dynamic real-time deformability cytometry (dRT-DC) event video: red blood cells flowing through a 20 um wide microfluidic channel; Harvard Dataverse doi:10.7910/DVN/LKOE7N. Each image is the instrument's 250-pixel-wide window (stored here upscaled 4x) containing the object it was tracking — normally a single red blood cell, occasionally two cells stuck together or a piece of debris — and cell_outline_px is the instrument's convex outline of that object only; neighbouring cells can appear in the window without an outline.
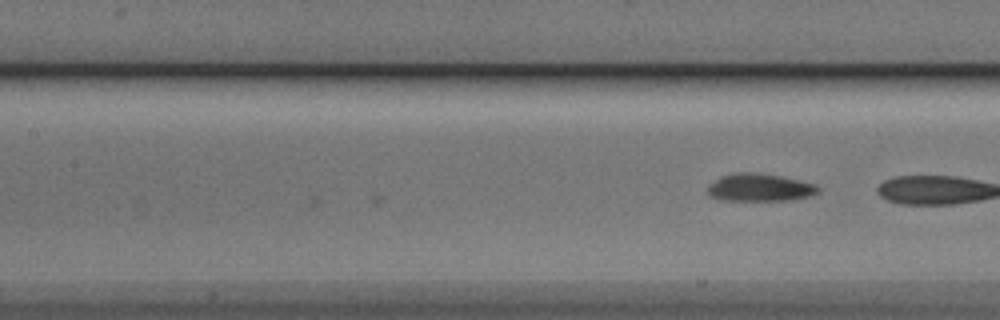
{"species": "Egyptian fruit bat (a non-hibernating species)", "species_latin": "Rousettus aegyptiacus", "temperature_condition": "cold", "stored_images_in_passage": 28, "camera_frame_rate_fps": 3000, "um_per_image_px": 0.085, "animal": {"sex": "male"}, "frame": {"image": 1, "passage_image": 28, "time_ms": 9.0, "image_size_px": [1000, 320], "cell_outline_px": [[820, 192], [812, 196], [792, 200], [720, 200], [708, 196], [708, 184], [720, 176], [736, 172], [752, 172], [780, 176], [816, 184], [820, 188]], "centroid_in_image_um": [64.57, 15.94], "position_along_channel_um": 142.8, "area_um2": 18.03}}